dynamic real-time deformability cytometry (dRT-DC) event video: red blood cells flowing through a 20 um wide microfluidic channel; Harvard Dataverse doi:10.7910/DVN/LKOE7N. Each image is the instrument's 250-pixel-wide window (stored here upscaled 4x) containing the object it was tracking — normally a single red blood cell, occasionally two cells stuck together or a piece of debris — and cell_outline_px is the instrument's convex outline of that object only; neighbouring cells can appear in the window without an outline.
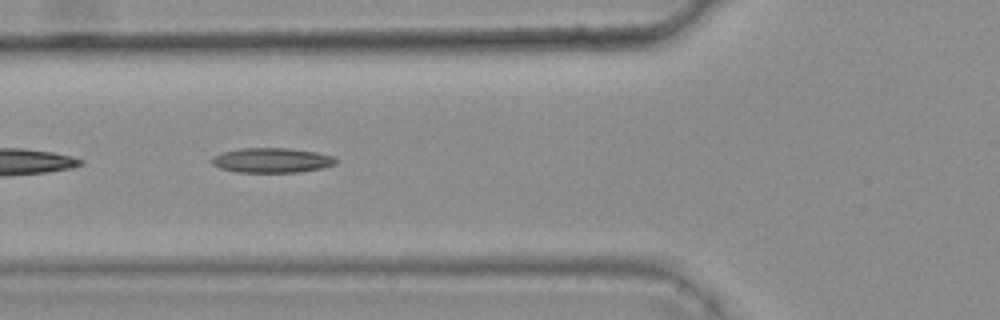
{"species": "common noctule bat (a hibernating species)", "species_latin": "Nyctalus noctula", "temperature_condition": "warm", "stored_images_in_passage": 10, "camera_frame_rate_fps": 3000, "um_per_image_px": 0.085, "animal": {"sex": "female", "body_mass_g": 25.1}, "frame": {"image": 1, "passage_image": 7, "time_ms": 2.0, "image_size_px": [1000, 320], "cell_outline_px": [[336, 164], [320, 168], [300, 172], [236, 172], [220, 168], [212, 164], [208, 160], [212, 156], [220, 152], [240, 148], [288, 148], [316, 152], [332, 156], [336, 160]], "centroid_in_image_um": [23.02, 13.62], "position_along_channel_um": 102.8, "area_um2": 18.03}}